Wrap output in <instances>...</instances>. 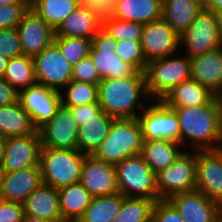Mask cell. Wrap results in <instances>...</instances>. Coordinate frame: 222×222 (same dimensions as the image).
Returning a JSON list of instances; mask_svg holds the SVG:
<instances>
[{
	"mask_svg": "<svg viewBox=\"0 0 222 222\" xmlns=\"http://www.w3.org/2000/svg\"><path fill=\"white\" fill-rule=\"evenodd\" d=\"M180 125V144L190 151L217 150L222 146V97L196 107L173 108ZM188 143V144H187Z\"/></svg>",
	"mask_w": 222,
	"mask_h": 222,
	"instance_id": "1",
	"label": "cell"
},
{
	"mask_svg": "<svg viewBox=\"0 0 222 222\" xmlns=\"http://www.w3.org/2000/svg\"><path fill=\"white\" fill-rule=\"evenodd\" d=\"M148 98L145 72L137 71L125 78L102 79L98 84V103L103 112L115 119L137 118L146 107L141 99L147 101Z\"/></svg>",
	"mask_w": 222,
	"mask_h": 222,
	"instance_id": "2",
	"label": "cell"
},
{
	"mask_svg": "<svg viewBox=\"0 0 222 222\" xmlns=\"http://www.w3.org/2000/svg\"><path fill=\"white\" fill-rule=\"evenodd\" d=\"M142 146V132L137 118H118L112 121L108 135L93 156L116 166L127 157L139 155Z\"/></svg>",
	"mask_w": 222,
	"mask_h": 222,
	"instance_id": "3",
	"label": "cell"
},
{
	"mask_svg": "<svg viewBox=\"0 0 222 222\" xmlns=\"http://www.w3.org/2000/svg\"><path fill=\"white\" fill-rule=\"evenodd\" d=\"M85 155L78 149H53L42 147L39 166L43 184L61 188L80 182Z\"/></svg>",
	"mask_w": 222,
	"mask_h": 222,
	"instance_id": "4",
	"label": "cell"
},
{
	"mask_svg": "<svg viewBox=\"0 0 222 222\" xmlns=\"http://www.w3.org/2000/svg\"><path fill=\"white\" fill-rule=\"evenodd\" d=\"M147 64L145 75L150 100H162L176 85L190 79V58L179 53Z\"/></svg>",
	"mask_w": 222,
	"mask_h": 222,
	"instance_id": "5",
	"label": "cell"
},
{
	"mask_svg": "<svg viewBox=\"0 0 222 222\" xmlns=\"http://www.w3.org/2000/svg\"><path fill=\"white\" fill-rule=\"evenodd\" d=\"M117 187L125 197L159 199L156 174L143 157H127L116 166Z\"/></svg>",
	"mask_w": 222,
	"mask_h": 222,
	"instance_id": "6",
	"label": "cell"
},
{
	"mask_svg": "<svg viewBox=\"0 0 222 222\" xmlns=\"http://www.w3.org/2000/svg\"><path fill=\"white\" fill-rule=\"evenodd\" d=\"M138 115L143 141L169 140L180 143V125L176 112L162 100H152Z\"/></svg>",
	"mask_w": 222,
	"mask_h": 222,
	"instance_id": "7",
	"label": "cell"
},
{
	"mask_svg": "<svg viewBox=\"0 0 222 222\" xmlns=\"http://www.w3.org/2000/svg\"><path fill=\"white\" fill-rule=\"evenodd\" d=\"M189 151H184L172 165L156 174L159 200L196 190L197 151Z\"/></svg>",
	"mask_w": 222,
	"mask_h": 222,
	"instance_id": "8",
	"label": "cell"
},
{
	"mask_svg": "<svg viewBox=\"0 0 222 222\" xmlns=\"http://www.w3.org/2000/svg\"><path fill=\"white\" fill-rule=\"evenodd\" d=\"M184 46V47H183ZM222 46L216 17L213 11L203 9L180 36V48L191 58L203 55Z\"/></svg>",
	"mask_w": 222,
	"mask_h": 222,
	"instance_id": "9",
	"label": "cell"
},
{
	"mask_svg": "<svg viewBox=\"0 0 222 222\" xmlns=\"http://www.w3.org/2000/svg\"><path fill=\"white\" fill-rule=\"evenodd\" d=\"M117 41L103 28L92 38L89 57L101 79H117L134 75L138 70L121 60L114 51Z\"/></svg>",
	"mask_w": 222,
	"mask_h": 222,
	"instance_id": "10",
	"label": "cell"
},
{
	"mask_svg": "<svg viewBox=\"0 0 222 222\" xmlns=\"http://www.w3.org/2000/svg\"><path fill=\"white\" fill-rule=\"evenodd\" d=\"M33 61L39 84L60 92L72 80V65L54 42L34 56Z\"/></svg>",
	"mask_w": 222,
	"mask_h": 222,
	"instance_id": "11",
	"label": "cell"
},
{
	"mask_svg": "<svg viewBox=\"0 0 222 222\" xmlns=\"http://www.w3.org/2000/svg\"><path fill=\"white\" fill-rule=\"evenodd\" d=\"M19 103L37 130L53 118L62 104L59 91L39 83L19 91Z\"/></svg>",
	"mask_w": 222,
	"mask_h": 222,
	"instance_id": "12",
	"label": "cell"
},
{
	"mask_svg": "<svg viewBox=\"0 0 222 222\" xmlns=\"http://www.w3.org/2000/svg\"><path fill=\"white\" fill-rule=\"evenodd\" d=\"M79 126L71 108L61 104L53 118L38 129L41 145L53 149H77Z\"/></svg>",
	"mask_w": 222,
	"mask_h": 222,
	"instance_id": "13",
	"label": "cell"
},
{
	"mask_svg": "<svg viewBox=\"0 0 222 222\" xmlns=\"http://www.w3.org/2000/svg\"><path fill=\"white\" fill-rule=\"evenodd\" d=\"M140 42L147 64L180 51V36L163 19L145 24Z\"/></svg>",
	"mask_w": 222,
	"mask_h": 222,
	"instance_id": "14",
	"label": "cell"
},
{
	"mask_svg": "<svg viewBox=\"0 0 222 222\" xmlns=\"http://www.w3.org/2000/svg\"><path fill=\"white\" fill-rule=\"evenodd\" d=\"M168 201L185 222H219L222 219V206L198 190L178 193Z\"/></svg>",
	"mask_w": 222,
	"mask_h": 222,
	"instance_id": "15",
	"label": "cell"
},
{
	"mask_svg": "<svg viewBox=\"0 0 222 222\" xmlns=\"http://www.w3.org/2000/svg\"><path fill=\"white\" fill-rule=\"evenodd\" d=\"M196 173V190L222 206V154L197 151Z\"/></svg>",
	"mask_w": 222,
	"mask_h": 222,
	"instance_id": "16",
	"label": "cell"
},
{
	"mask_svg": "<svg viewBox=\"0 0 222 222\" xmlns=\"http://www.w3.org/2000/svg\"><path fill=\"white\" fill-rule=\"evenodd\" d=\"M41 140L38 130L26 136L8 137L2 168L14 172L39 165Z\"/></svg>",
	"mask_w": 222,
	"mask_h": 222,
	"instance_id": "17",
	"label": "cell"
},
{
	"mask_svg": "<svg viewBox=\"0 0 222 222\" xmlns=\"http://www.w3.org/2000/svg\"><path fill=\"white\" fill-rule=\"evenodd\" d=\"M80 182L92 197L119 193L116 167L96 159L93 155H85Z\"/></svg>",
	"mask_w": 222,
	"mask_h": 222,
	"instance_id": "18",
	"label": "cell"
},
{
	"mask_svg": "<svg viewBox=\"0 0 222 222\" xmlns=\"http://www.w3.org/2000/svg\"><path fill=\"white\" fill-rule=\"evenodd\" d=\"M17 32L22 54L29 57L38 55L53 42L55 36L48 23L30 8L17 26Z\"/></svg>",
	"mask_w": 222,
	"mask_h": 222,
	"instance_id": "19",
	"label": "cell"
},
{
	"mask_svg": "<svg viewBox=\"0 0 222 222\" xmlns=\"http://www.w3.org/2000/svg\"><path fill=\"white\" fill-rule=\"evenodd\" d=\"M103 14L97 8L80 4L62 21L55 30V36L92 39L102 28Z\"/></svg>",
	"mask_w": 222,
	"mask_h": 222,
	"instance_id": "20",
	"label": "cell"
},
{
	"mask_svg": "<svg viewBox=\"0 0 222 222\" xmlns=\"http://www.w3.org/2000/svg\"><path fill=\"white\" fill-rule=\"evenodd\" d=\"M190 77L222 97V46L190 58Z\"/></svg>",
	"mask_w": 222,
	"mask_h": 222,
	"instance_id": "21",
	"label": "cell"
},
{
	"mask_svg": "<svg viewBox=\"0 0 222 222\" xmlns=\"http://www.w3.org/2000/svg\"><path fill=\"white\" fill-rule=\"evenodd\" d=\"M43 184L40 166L5 172L2 199L23 203Z\"/></svg>",
	"mask_w": 222,
	"mask_h": 222,
	"instance_id": "22",
	"label": "cell"
},
{
	"mask_svg": "<svg viewBox=\"0 0 222 222\" xmlns=\"http://www.w3.org/2000/svg\"><path fill=\"white\" fill-rule=\"evenodd\" d=\"M162 0H113L108 13L120 20L149 24L162 19Z\"/></svg>",
	"mask_w": 222,
	"mask_h": 222,
	"instance_id": "23",
	"label": "cell"
},
{
	"mask_svg": "<svg viewBox=\"0 0 222 222\" xmlns=\"http://www.w3.org/2000/svg\"><path fill=\"white\" fill-rule=\"evenodd\" d=\"M24 215L53 222H64L57 188L42 184L24 202Z\"/></svg>",
	"mask_w": 222,
	"mask_h": 222,
	"instance_id": "24",
	"label": "cell"
},
{
	"mask_svg": "<svg viewBox=\"0 0 222 222\" xmlns=\"http://www.w3.org/2000/svg\"><path fill=\"white\" fill-rule=\"evenodd\" d=\"M215 97L208 88L190 78L173 87L162 101L171 108L196 107L210 103Z\"/></svg>",
	"mask_w": 222,
	"mask_h": 222,
	"instance_id": "25",
	"label": "cell"
},
{
	"mask_svg": "<svg viewBox=\"0 0 222 222\" xmlns=\"http://www.w3.org/2000/svg\"><path fill=\"white\" fill-rule=\"evenodd\" d=\"M162 19L181 36L204 9L202 0H163Z\"/></svg>",
	"mask_w": 222,
	"mask_h": 222,
	"instance_id": "26",
	"label": "cell"
},
{
	"mask_svg": "<svg viewBox=\"0 0 222 222\" xmlns=\"http://www.w3.org/2000/svg\"><path fill=\"white\" fill-rule=\"evenodd\" d=\"M180 147H183L180 143L169 140L143 141L140 155L157 174L172 165L185 151Z\"/></svg>",
	"mask_w": 222,
	"mask_h": 222,
	"instance_id": "27",
	"label": "cell"
},
{
	"mask_svg": "<svg viewBox=\"0 0 222 222\" xmlns=\"http://www.w3.org/2000/svg\"><path fill=\"white\" fill-rule=\"evenodd\" d=\"M114 119L112 116L102 112L93 119L83 121V124L78 129L77 149L84 155H93L100 143L108 135Z\"/></svg>",
	"mask_w": 222,
	"mask_h": 222,
	"instance_id": "28",
	"label": "cell"
},
{
	"mask_svg": "<svg viewBox=\"0 0 222 222\" xmlns=\"http://www.w3.org/2000/svg\"><path fill=\"white\" fill-rule=\"evenodd\" d=\"M64 222H77L91 203L92 196L81 182L58 188Z\"/></svg>",
	"mask_w": 222,
	"mask_h": 222,
	"instance_id": "29",
	"label": "cell"
},
{
	"mask_svg": "<svg viewBox=\"0 0 222 222\" xmlns=\"http://www.w3.org/2000/svg\"><path fill=\"white\" fill-rule=\"evenodd\" d=\"M36 131L30 115L19 102L0 106V135L6 138L26 136Z\"/></svg>",
	"mask_w": 222,
	"mask_h": 222,
	"instance_id": "30",
	"label": "cell"
},
{
	"mask_svg": "<svg viewBox=\"0 0 222 222\" xmlns=\"http://www.w3.org/2000/svg\"><path fill=\"white\" fill-rule=\"evenodd\" d=\"M80 4V0H30V9L55 31Z\"/></svg>",
	"mask_w": 222,
	"mask_h": 222,
	"instance_id": "31",
	"label": "cell"
},
{
	"mask_svg": "<svg viewBox=\"0 0 222 222\" xmlns=\"http://www.w3.org/2000/svg\"><path fill=\"white\" fill-rule=\"evenodd\" d=\"M123 195L93 197L90 205L77 222H112L120 213Z\"/></svg>",
	"mask_w": 222,
	"mask_h": 222,
	"instance_id": "32",
	"label": "cell"
},
{
	"mask_svg": "<svg viewBox=\"0 0 222 222\" xmlns=\"http://www.w3.org/2000/svg\"><path fill=\"white\" fill-rule=\"evenodd\" d=\"M14 88L21 91L37 83L33 57L21 55L8 59L3 77Z\"/></svg>",
	"mask_w": 222,
	"mask_h": 222,
	"instance_id": "33",
	"label": "cell"
},
{
	"mask_svg": "<svg viewBox=\"0 0 222 222\" xmlns=\"http://www.w3.org/2000/svg\"><path fill=\"white\" fill-rule=\"evenodd\" d=\"M158 200L123 196L120 213L112 222H150L154 204Z\"/></svg>",
	"mask_w": 222,
	"mask_h": 222,
	"instance_id": "34",
	"label": "cell"
},
{
	"mask_svg": "<svg viewBox=\"0 0 222 222\" xmlns=\"http://www.w3.org/2000/svg\"><path fill=\"white\" fill-rule=\"evenodd\" d=\"M61 102L66 107H76L98 102V85L71 80L61 91Z\"/></svg>",
	"mask_w": 222,
	"mask_h": 222,
	"instance_id": "35",
	"label": "cell"
},
{
	"mask_svg": "<svg viewBox=\"0 0 222 222\" xmlns=\"http://www.w3.org/2000/svg\"><path fill=\"white\" fill-rule=\"evenodd\" d=\"M144 24L133 21H124L111 16L108 12L103 14L102 28L117 42L122 40H140Z\"/></svg>",
	"mask_w": 222,
	"mask_h": 222,
	"instance_id": "36",
	"label": "cell"
},
{
	"mask_svg": "<svg viewBox=\"0 0 222 222\" xmlns=\"http://www.w3.org/2000/svg\"><path fill=\"white\" fill-rule=\"evenodd\" d=\"M53 42L72 66L88 57L92 47V39L85 37L54 36Z\"/></svg>",
	"mask_w": 222,
	"mask_h": 222,
	"instance_id": "37",
	"label": "cell"
},
{
	"mask_svg": "<svg viewBox=\"0 0 222 222\" xmlns=\"http://www.w3.org/2000/svg\"><path fill=\"white\" fill-rule=\"evenodd\" d=\"M114 51L121 60L133 65L138 71L145 72L147 62L140 40L118 41Z\"/></svg>",
	"mask_w": 222,
	"mask_h": 222,
	"instance_id": "38",
	"label": "cell"
},
{
	"mask_svg": "<svg viewBox=\"0 0 222 222\" xmlns=\"http://www.w3.org/2000/svg\"><path fill=\"white\" fill-rule=\"evenodd\" d=\"M0 54L7 59L23 55L17 28L0 29Z\"/></svg>",
	"mask_w": 222,
	"mask_h": 222,
	"instance_id": "39",
	"label": "cell"
},
{
	"mask_svg": "<svg viewBox=\"0 0 222 222\" xmlns=\"http://www.w3.org/2000/svg\"><path fill=\"white\" fill-rule=\"evenodd\" d=\"M30 4L0 5V29L17 28Z\"/></svg>",
	"mask_w": 222,
	"mask_h": 222,
	"instance_id": "40",
	"label": "cell"
},
{
	"mask_svg": "<svg viewBox=\"0 0 222 222\" xmlns=\"http://www.w3.org/2000/svg\"><path fill=\"white\" fill-rule=\"evenodd\" d=\"M72 80L98 85L102 79L92 59L88 56L72 66Z\"/></svg>",
	"mask_w": 222,
	"mask_h": 222,
	"instance_id": "41",
	"label": "cell"
},
{
	"mask_svg": "<svg viewBox=\"0 0 222 222\" xmlns=\"http://www.w3.org/2000/svg\"><path fill=\"white\" fill-rule=\"evenodd\" d=\"M153 222H185L168 200H158L152 212Z\"/></svg>",
	"mask_w": 222,
	"mask_h": 222,
	"instance_id": "42",
	"label": "cell"
},
{
	"mask_svg": "<svg viewBox=\"0 0 222 222\" xmlns=\"http://www.w3.org/2000/svg\"><path fill=\"white\" fill-rule=\"evenodd\" d=\"M23 217V203L0 200V222H22Z\"/></svg>",
	"mask_w": 222,
	"mask_h": 222,
	"instance_id": "43",
	"label": "cell"
},
{
	"mask_svg": "<svg viewBox=\"0 0 222 222\" xmlns=\"http://www.w3.org/2000/svg\"><path fill=\"white\" fill-rule=\"evenodd\" d=\"M69 108H71L73 117L75 118L78 126H81L83 121L93 119L95 116H98L103 112L98 102Z\"/></svg>",
	"mask_w": 222,
	"mask_h": 222,
	"instance_id": "44",
	"label": "cell"
},
{
	"mask_svg": "<svg viewBox=\"0 0 222 222\" xmlns=\"http://www.w3.org/2000/svg\"><path fill=\"white\" fill-rule=\"evenodd\" d=\"M19 102V91L8 81L0 77V106Z\"/></svg>",
	"mask_w": 222,
	"mask_h": 222,
	"instance_id": "45",
	"label": "cell"
},
{
	"mask_svg": "<svg viewBox=\"0 0 222 222\" xmlns=\"http://www.w3.org/2000/svg\"><path fill=\"white\" fill-rule=\"evenodd\" d=\"M81 4L88 5L107 13L112 6L113 0H80Z\"/></svg>",
	"mask_w": 222,
	"mask_h": 222,
	"instance_id": "46",
	"label": "cell"
},
{
	"mask_svg": "<svg viewBox=\"0 0 222 222\" xmlns=\"http://www.w3.org/2000/svg\"><path fill=\"white\" fill-rule=\"evenodd\" d=\"M203 8L210 11L222 10V0H202Z\"/></svg>",
	"mask_w": 222,
	"mask_h": 222,
	"instance_id": "47",
	"label": "cell"
},
{
	"mask_svg": "<svg viewBox=\"0 0 222 222\" xmlns=\"http://www.w3.org/2000/svg\"><path fill=\"white\" fill-rule=\"evenodd\" d=\"M6 143H7V138L0 135V164H2L4 160V155L6 151Z\"/></svg>",
	"mask_w": 222,
	"mask_h": 222,
	"instance_id": "48",
	"label": "cell"
},
{
	"mask_svg": "<svg viewBox=\"0 0 222 222\" xmlns=\"http://www.w3.org/2000/svg\"><path fill=\"white\" fill-rule=\"evenodd\" d=\"M214 14H215V17H216L218 30H219L220 37H221V40H222V10L214 11Z\"/></svg>",
	"mask_w": 222,
	"mask_h": 222,
	"instance_id": "49",
	"label": "cell"
},
{
	"mask_svg": "<svg viewBox=\"0 0 222 222\" xmlns=\"http://www.w3.org/2000/svg\"><path fill=\"white\" fill-rule=\"evenodd\" d=\"M30 4V0H0V5Z\"/></svg>",
	"mask_w": 222,
	"mask_h": 222,
	"instance_id": "50",
	"label": "cell"
},
{
	"mask_svg": "<svg viewBox=\"0 0 222 222\" xmlns=\"http://www.w3.org/2000/svg\"><path fill=\"white\" fill-rule=\"evenodd\" d=\"M22 222H53L46 219H41L38 217H33L30 215H24Z\"/></svg>",
	"mask_w": 222,
	"mask_h": 222,
	"instance_id": "51",
	"label": "cell"
},
{
	"mask_svg": "<svg viewBox=\"0 0 222 222\" xmlns=\"http://www.w3.org/2000/svg\"><path fill=\"white\" fill-rule=\"evenodd\" d=\"M8 59L0 54V77H3Z\"/></svg>",
	"mask_w": 222,
	"mask_h": 222,
	"instance_id": "52",
	"label": "cell"
},
{
	"mask_svg": "<svg viewBox=\"0 0 222 222\" xmlns=\"http://www.w3.org/2000/svg\"><path fill=\"white\" fill-rule=\"evenodd\" d=\"M5 179V170L2 168V165L0 164V200L2 199V189Z\"/></svg>",
	"mask_w": 222,
	"mask_h": 222,
	"instance_id": "53",
	"label": "cell"
},
{
	"mask_svg": "<svg viewBox=\"0 0 222 222\" xmlns=\"http://www.w3.org/2000/svg\"><path fill=\"white\" fill-rule=\"evenodd\" d=\"M217 150L222 154V147H219Z\"/></svg>",
	"mask_w": 222,
	"mask_h": 222,
	"instance_id": "54",
	"label": "cell"
}]
</instances>
